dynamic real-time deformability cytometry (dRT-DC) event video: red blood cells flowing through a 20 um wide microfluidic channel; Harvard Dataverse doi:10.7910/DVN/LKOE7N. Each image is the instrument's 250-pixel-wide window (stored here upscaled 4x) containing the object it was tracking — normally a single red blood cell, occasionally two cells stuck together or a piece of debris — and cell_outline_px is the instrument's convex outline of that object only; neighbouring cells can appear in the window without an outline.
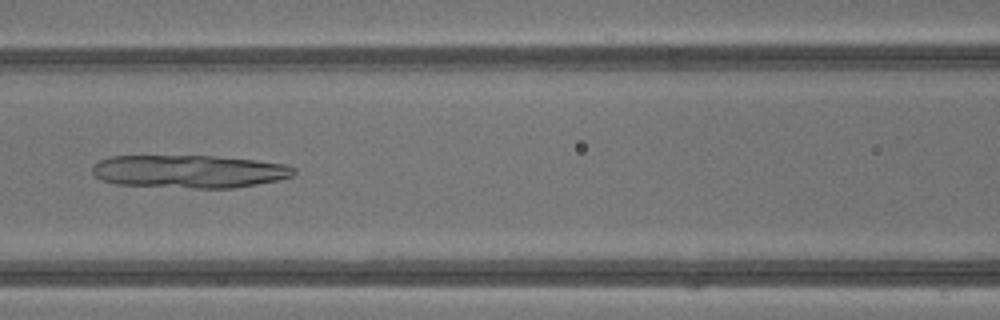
{"species": "common noctule bat (a hibernating species)", "species_latin": "Nyctalus noctula", "temperature_condition": "warm", "stored_images_in_passage": 32, "camera_frame_rate_fps": 3000, "um_per_image_px": 0.085, "animal": {"sex": "male", "body_mass_g": 13.3}, "frame": {"image": 1, "passage_image": 9, "time_ms": 2.667, "image_size_px": [1000, 320], "cell_outline_px": [[296, 172], [292, 176], [276, 180], [256, 184], [232, 188], [192, 188], [116, 184], [104, 180], [96, 176], [92, 172], [92, 168], [100, 160], [112, 156], [212, 156], [256, 160], [284, 164], [296, 168]], "centroid_in_image_um": [16.1, 14.57], "position_along_channel_um": 150.5, "area_um2": 38.44}}
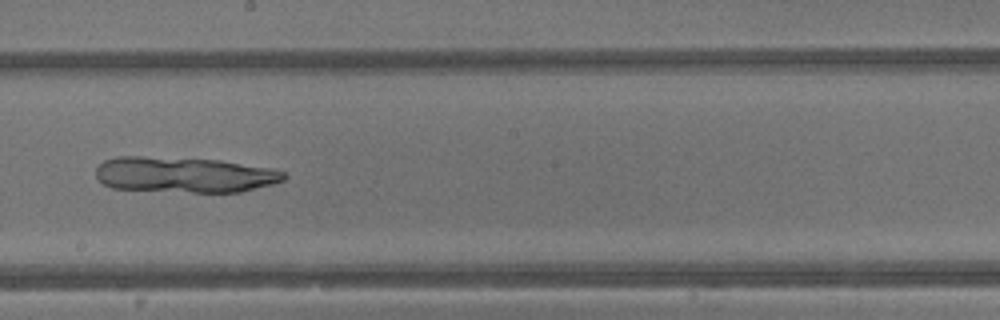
{"frame": {"image": 2, "passage_image": 14, "time_ms": 4.333, "image_size_px": [1000, 320], "cell_outline_px": [[288, 176], [284, 180], [272, 184], [240, 192], [192, 192], [112, 188], [104, 184], [96, 176], [96, 168], [104, 160], [116, 156], [140, 156], [220, 160], [272, 168], [284, 172]], "centroid_in_image_um": [15.68, 14.84], "position_along_channel_um": 232.5, "area_um2": 39.02}}
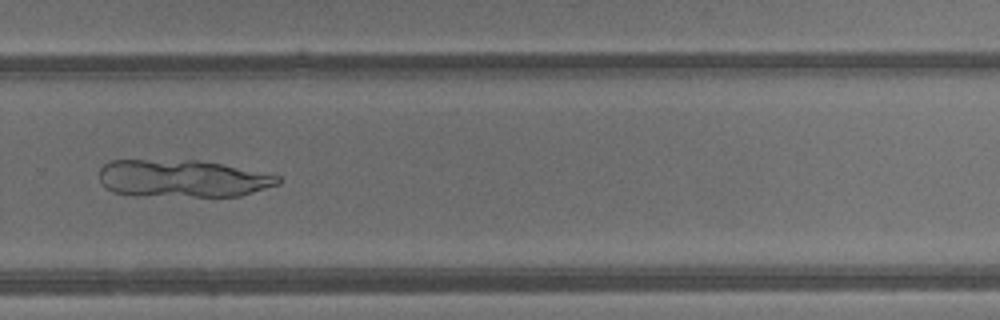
{"frame": {"image": 3, "passage_image": 19, "time_ms": 6.0, "image_size_px": [1000, 320], "cell_outline_px": [[280, 184], [240, 196], [136, 196], [112, 192], [104, 188], [100, 180], [100, 168], [104, 164], [112, 160], [200, 160], [280, 176]], "centroid_in_image_um": [15.46, 15.18], "position_along_channel_um": 314.3, "area_um2": 39.13}}